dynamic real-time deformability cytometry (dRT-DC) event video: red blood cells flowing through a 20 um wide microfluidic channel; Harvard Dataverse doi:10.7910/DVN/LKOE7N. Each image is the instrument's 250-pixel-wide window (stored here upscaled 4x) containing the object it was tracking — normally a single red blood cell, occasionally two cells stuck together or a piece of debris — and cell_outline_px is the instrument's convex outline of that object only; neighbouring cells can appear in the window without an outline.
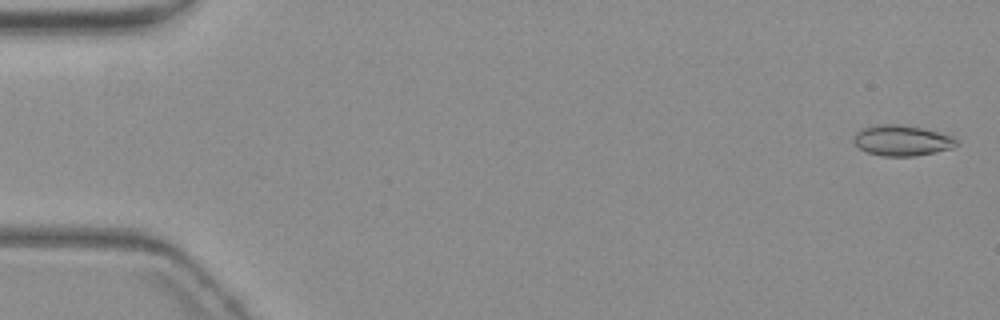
{"species": "common noctule bat (a hibernating species)", "species_latin": "Nyctalus noctula", "temperature_condition": "warm", "stored_images_in_passage": 53, "camera_frame_rate_fps": 3000, "um_per_image_px": 0.085, "animal": {"sex": "female", "body_mass_g": 19.3, "forearm_length_mm": 54.1}, "frame": {"image": 1, "passage_image": 2, "time_ms": 0.333, "image_size_px": [1000, 320], "cell_outline_px": [[956, 144], [952, 148], [936, 152], [916, 156], [884, 156], [868, 152], [860, 148], [852, 140], [852, 136], [860, 128], [876, 124], [900, 124], [920, 128], [952, 136], [956, 140]], "centroid_in_image_um": [76.6, 11.93], "position_along_channel_um": 8.4, "area_um2": 18.26}}
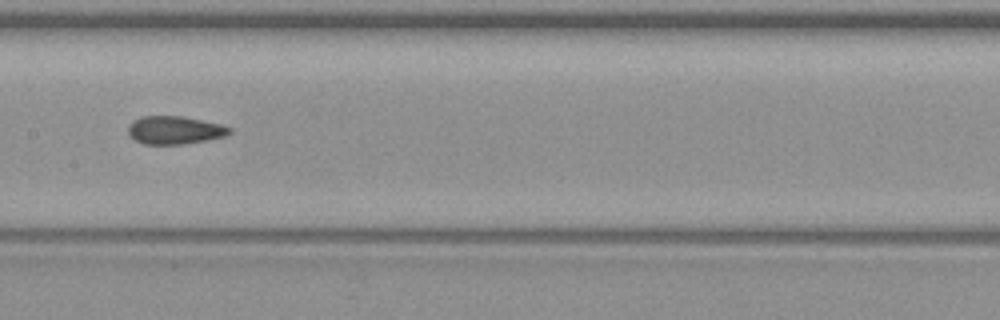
{"frame": {"image": 2, "passage_image": 29, "time_ms": 9.333, "image_size_px": [1000, 320], "cell_outline_px": [[232, 132], [224, 136], [184, 144], [144, 144], [128, 136], [128, 128], [132, 120], [140, 116], [180, 116], [220, 124], [232, 128]], "centroid_in_image_um": [14.8, 11.06], "position_along_channel_um": 192.6, "area_um2": 16.47}}
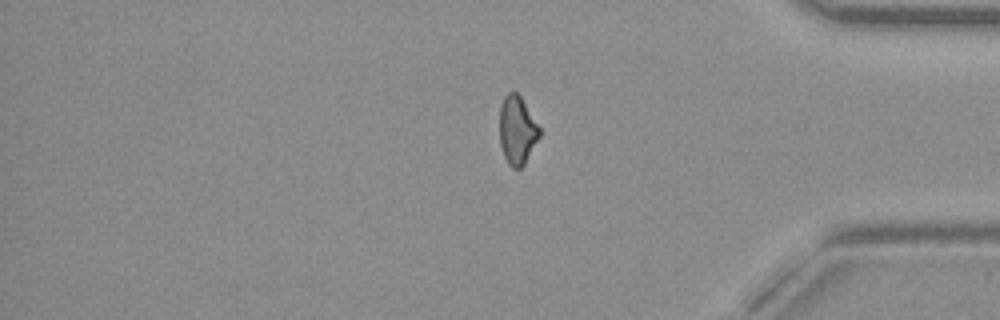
{"frame": {"image": 3, "passage_image": 47, "time_ms": 15.333, "image_size_px": [1000, 320], "cell_outline_px": [[540, 136], [524, 164], [520, 168], [512, 168], [508, 164], [504, 156], [500, 144], [500, 108], [504, 96], [508, 92], [516, 92], [520, 96], [540, 128]], "centroid_in_image_um": [43.95, 11.08], "position_along_channel_um": 391.3, "area_um2": 15.72}, "authors_computed_cell_mechanics": {"area_um2": 17.1088, "velocity_mm_per_s": 3.6989, "shape_relaxation_time_tau1_ms": null, "shape_relaxation_time_tau2_ms": 1.2701, "deformation_change_tau1": null, "deformation_change_tau2": 0.0745}}